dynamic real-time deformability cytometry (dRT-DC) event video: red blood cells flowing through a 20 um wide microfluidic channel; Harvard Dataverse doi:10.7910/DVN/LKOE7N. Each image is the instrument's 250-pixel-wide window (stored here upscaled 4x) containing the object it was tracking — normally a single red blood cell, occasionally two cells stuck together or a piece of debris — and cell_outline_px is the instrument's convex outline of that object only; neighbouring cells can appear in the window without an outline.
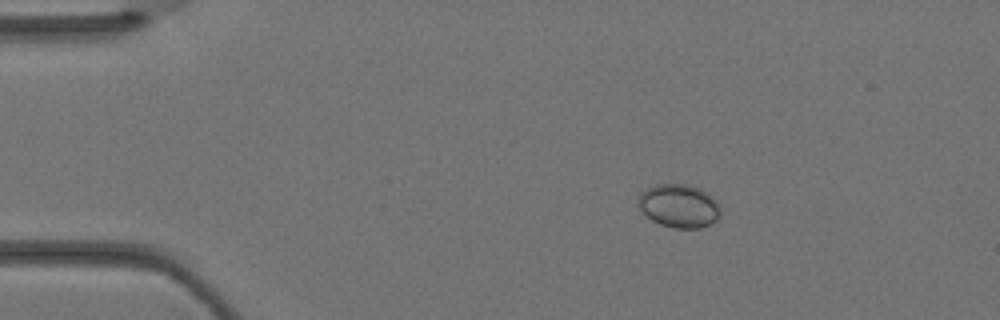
{"species": "Egyptian fruit bat (a non-hibernating species)", "species_latin": "Rousettus aegyptiacus", "temperature_condition": "warm", "stored_images_in_passage": 2, "camera_frame_rate_fps": 3000, "um_per_image_px": 0.085, "animal": {"sex": "female"}, "frame": {"image": 1, "passage_image": 1, "time_ms": 0.0, "image_size_px": [1000, 320], "cell_outline_px": [[720, 216], [716, 220], [700, 228], [672, 228], [660, 224], [652, 220], [636, 204], [636, 200], [640, 192], [656, 184], [688, 184], [700, 188], [716, 200], [720, 204]], "centroid_in_image_um": [57.7, 17.49], "position_along_channel_um": 27.3, "area_um2": 20.92}}